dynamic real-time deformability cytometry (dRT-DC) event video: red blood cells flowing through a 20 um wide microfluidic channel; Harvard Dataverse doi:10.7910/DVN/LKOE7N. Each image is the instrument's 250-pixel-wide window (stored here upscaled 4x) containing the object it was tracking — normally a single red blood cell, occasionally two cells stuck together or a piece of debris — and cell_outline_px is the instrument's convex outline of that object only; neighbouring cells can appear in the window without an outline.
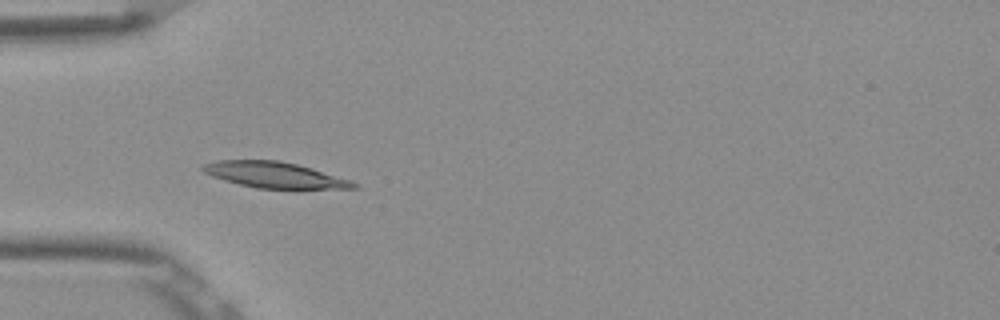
{"species": "Egyptian fruit bat (a non-hibernating species)", "species_latin": "Rousettus aegyptiacus", "temperature_condition": "room temperature", "stored_images_in_passage": 6, "camera_frame_rate_fps": 3000, "um_per_image_px": 0.085, "frame": {"image": 1, "passage_image": 5, "time_ms": 1.333, "image_size_px": [1000, 320], "cell_outline_px": [[360, 188], [300, 192], [296, 192], [256, 188], [224, 180], [212, 176], [204, 172], [200, 168], [200, 164], [216, 160], [280, 160], [312, 168], [352, 180], [360, 184]], "centroid_in_image_um": [23.49, 14.93], "position_along_channel_um": 61.5, "area_um2": 24.33}}
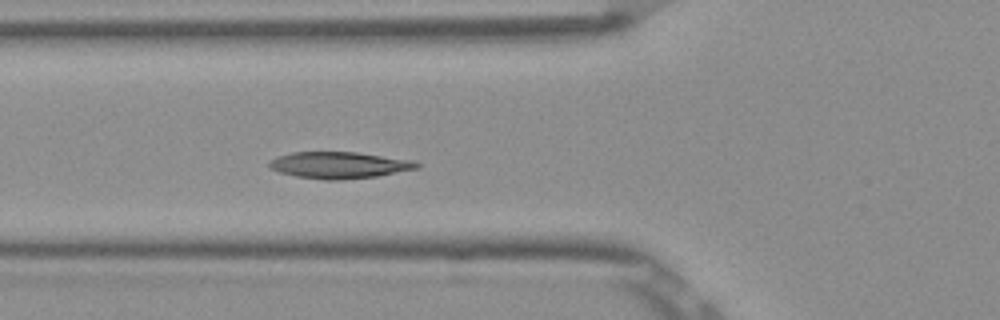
{"frame": {"image": 2, "passage_image": 6, "time_ms": 1.667, "image_size_px": [1000, 320], "cell_outline_px": [[420, 168], [376, 176], [340, 180], [324, 180], [296, 176], [280, 172], [268, 168], [268, 164], [276, 156], [292, 152], [356, 152], [416, 160], [420, 164]], "centroid_in_image_um": [28.85, 14.03], "position_along_channel_um": 96.9, "area_um2": 23.0}}